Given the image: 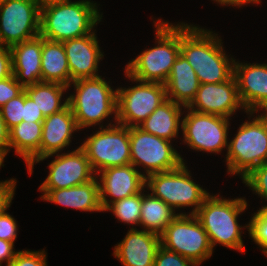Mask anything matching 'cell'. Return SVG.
Masks as SVG:
<instances>
[{
  "label": "cell",
  "instance_id": "8d00e7d4",
  "mask_svg": "<svg viewBox=\"0 0 267 266\" xmlns=\"http://www.w3.org/2000/svg\"><path fill=\"white\" fill-rule=\"evenodd\" d=\"M17 183L16 178L0 181V215L8 211L11 206Z\"/></svg>",
  "mask_w": 267,
  "mask_h": 266
},
{
  "label": "cell",
  "instance_id": "8fae6325",
  "mask_svg": "<svg viewBox=\"0 0 267 266\" xmlns=\"http://www.w3.org/2000/svg\"><path fill=\"white\" fill-rule=\"evenodd\" d=\"M134 86L117 87V123L126 127L139 126L166 98V87L161 83L137 80L126 72Z\"/></svg>",
  "mask_w": 267,
  "mask_h": 266
},
{
  "label": "cell",
  "instance_id": "74e56055",
  "mask_svg": "<svg viewBox=\"0 0 267 266\" xmlns=\"http://www.w3.org/2000/svg\"><path fill=\"white\" fill-rule=\"evenodd\" d=\"M44 119H45L44 115L42 114L41 110L38 109L34 100H31L25 94L24 112L22 121L43 122Z\"/></svg>",
  "mask_w": 267,
  "mask_h": 266
},
{
  "label": "cell",
  "instance_id": "2e32d148",
  "mask_svg": "<svg viewBox=\"0 0 267 266\" xmlns=\"http://www.w3.org/2000/svg\"><path fill=\"white\" fill-rule=\"evenodd\" d=\"M96 177L103 211L111 203L138 194L146 188V178L132 164L103 169Z\"/></svg>",
  "mask_w": 267,
  "mask_h": 266
},
{
  "label": "cell",
  "instance_id": "4fadbf2b",
  "mask_svg": "<svg viewBox=\"0 0 267 266\" xmlns=\"http://www.w3.org/2000/svg\"><path fill=\"white\" fill-rule=\"evenodd\" d=\"M41 4L37 0L0 1V45H13L39 35Z\"/></svg>",
  "mask_w": 267,
  "mask_h": 266
},
{
  "label": "cell",
  "instance_id": "d4e9b609",
  "mask_svg": "<svg viewBox=\"0 0 267 266\" xmlns=\"http://www.w3.org/2000/svg\"><path fill=\"white\" fill-rule=\"evenodd\" d=\"M182 110L185 112V107L166 99L138 127L172 142V139L178 138L179 130H182Z\"/></svg>",
  "mask_w": 267,
  "mask_h": 266
},
{
  "label": "cell",
  "instance_id": "836d02e7",
  "mask_svg": "<svg viewBox=\"0 0 267 266\" xmlns=\"http://www.w3.org/2000/svg\"><path fill=\"white\" fill-rule=\"evenodd\" d=\"M153 266H199L194 261L179 255L176 252L169 251L163 246L157 250Z\"/></svg>",
  "mask_w": 267,
  "mask_h": 266
},
{
  "label": "cell",
  "instance_id": "83f0119b",
  "mask_svg": "<svg viewBox=\"0 0 267 266\" xmlns=\"http://www.w3.org/2000/svg\"><path fill=\"white\" fill-rule=\"evenodd\" d=\"M67 91L68 86L50 82H39L24 87L26 96L34 100L44 117L57 113L68 105V97L63 96Z\"/></svg>",
  "mask_w": 267,
  "mask_h": 266
},
{
  "label": "cell",
  "instance_id": "3957f363",
  "mask_svg": "<svg viewBox=\"0 0 267 266\" xmlns=\"http://www.w3.org/2000/svg\"><path fill=\"white\" fill-rule=\"evenodd\" d=\"M220 194H210L194 214L206 231L211 246L219 244L230 250L245 253L242 229L248 231V224L238 223V216L248 207L245 197L226 199Z\"/></svg>",
  "mask_w": 267,
  "mask_h": 266
},
{
  "label": "cell",
  "instance_id": "e0dca14e",
  "mask_svg": "<svg viewBox=\"0 0 267 266\" xmlns=\"http://www.w3.org/2000/svg\"><path fill=\"white\" fill-rule=\"evenodd\" d=\"M240 100L247 112H267V64L234 61Z\"/></svg>",
  "mask_w": 267,
  "mask_h": 266
},
{
  "label": "cell",
  "instance_id": "30bf717a",
  "mask_svg": "<svg viewBox=\"0 0 267 266\" xmlns=\"http://www.w3.org/2000/svg\"><path fill=\"white\" fill-rule=\"evenodd\" d=\"M161 236V246L199 266L213 255L209 237L194 214H178Z\"/></svg>",
  "mask_w": 267,
  "mask_h": 266
},
{
  "label": "cell",
  "instance_id": "484cf974",
  "mask_svg": "<svg viewBox=\"0 0 267 266\" xmlns=\"http://www.w3.org/2000/svg\"><path fill=\"white\" fill-rule=\"evenodd\" d=\"M42 82L71 84V76L66 52L62 42L42 37L41 53Z\"/></svg>",
  "mask_w": 267,
  "mask_h": 266
},
{
  "label": "cell",
  "instance_id": "44dd1931",
  "mask_svg": "<svg viewBox=\"0 0 267 266\" xmlns=\"http://www.w3.org/2000/svg\"><path fill=\"white\" fill-rule=\"evenodd\" d=\"M10 51L13 75L23 87L42 82L41 35L13 45Z\"/></svg>",
  "mask_w": 267,
  "mask_h": 266
},
{
  "label": "cell",
  "instance_id": "7402d4cb",
  "mask_svg": "<svg viewBox=\"0 0 267 266\" xmlns=\"http://www.w3.org/2000/svg\"><path fill=\"white\" fill-rule=\"evenodd\" d=\"M41 200L83 212H104L100 203L98 178L63 189H50Z\"/></svg>",
  "mask_w": 267,
  "mask_h": 266
},
{
  "label": "cell",
  "instance_id": "d6986e66",
  "mask_svg": "<svg viewBox=\"0 0 267 266\" xmlns=\"http://www.w3.org/2000/svg\"><path fill=\"white\" fill-rule=\"evenodd\" d=\"M160 246V235L135 226L114 246L113 255L122 266H153Z\"/></svg>",
  "mask_w": 267,
  "mask_h": 266
},
{
  "label": "cell",
  "instance_id": "b9f144b4",
  "mask_svg": "<svg viewBox=\"0 0 267 266\" xmlns=\"http://www.w3.org/2000/svg\"><path fill=\"white\" fill-rule=\"evenodd\" d=\"M214 2H216L217 4L221 5V6H234V7H241L247 4H260L261 0H212Z\"/></svg>",
  "mask_w": 267,
  "mask_h": 266
},
{
  "label": "cell",
  "instance_id": "f1b7e54d",
  "mask_svg": "<svg viewBox=\"0 0 267 266\" xmlns=\"http://www.w3.org/2000/svg\"><path fill=\"white\" fill-rule=\"evenodd\" d=\"M141 204L142 191L111 203L104 212L111 211L117 220L124 224L127 223V225H131L133 229L134 225L140 227Z\"/></svg>",
  "mask_w": 267,
  "mask_h": 266
},
{
  "label": "cell",
  "instance_id": "ab89813d",
  "mask_svg": "<svg viewBox=\"0 0 267 266\" xmlns=\"http://www.w3.org/2000/svg\"><path fill=\"white\" fill-rule=\"evenodd\" d=\"M18 251L14 249V243L0 239V266L6 262V266L15 258Z\"/></svg>",
  "mask_w": 267,
  "mask_h": 266
},
{
  "label": "cell",
  "instance_id": "ba28073f",
  "mask_svg": "<svg viewBox=\"0 0 267 266\" xmlns=\"http://www.w3.org/2000/svg\"><path fill=\"white\" fill-rule=\"evenodd\" d=\"M129 140L131 164L140 172L144 169L142 175L145 178L174 170L185 163L171 141L145 132L138 126L129 127Z\"/></svg>",
  "mask_w": 267,
  "mask_h": 266
},
{
  "label": "cell",
  "instance_id": "cb8c5ba5",
  "mask_svg": "<svg viewBox=\"0 0 267 266\" xmlns=\"http://www.w3.org/2000/svg\"><path fill=\"white\" fill-rule=\"evenodd\" d=\"M43 122H26L14 126L9 130L8 153L15 149V154L26 163L30 175L34 164L40 159V142L42 138Z\"/></svg>",
  "mask_w": 267,
  "mask_h": 266
},
{
  "label": "cell",
  "instance_id": "277c9868",
  "mask_svg": "<svg viewBox=\"0 0 267 266\" xmlns=\"http://www.w3.org/2000/svg\"><path fill=\"white\" fill-rule=\"evenodd\" d=\"M153 20L155 45L144 49L126 64L124 72L131 77L144 81L165 84L177 56L180 54V22Z\"/></svg>",
  "mask_w": 267,
  "mask_h": 266
},
{
  "label": "cell",
  "instance_id": "d590c367",
  "mask_svg": "<svg viewBox=\"0 0 267 266\" xmlns=\"http://www.w3.org/2000/svg\"><path fill=\"white\" fill-rule=\"evenodd\" d=\"M18 226L15 218L7 211L0 215V239L15 242L18 235Z\"/></svg>",
  "mask_w": 267,
  "mask_h": 266
},
{
  "label": "cell",
  "instance_id": "8992f818",
  "mask_svg": "<svg viewBox=\"0 0 267 266\" xmlns=\"http://www.w3.org/2000/svg\"><path fill=\"white\" fill-rule=\"evenodd\" d=\"M244 121L232 140L228 141L225 158L227 174L238 175L241 180L256 167L267 163V112H246ZM255 116V117H254ZM252 118V119H251Z\"/></svg>",
  "mask_w": 267,
  "mask_h": 266
},
{
  "label": "cell",
  "instance_id": "7a4b0ae2",
  "mask_svg": "<svg viewBox=\"0 0 267 266\" xmlns=\"http://www.w3.org/2000/svg\"><path fill=\"white\" fill-rule=\"evenodd\" d=\"M98 5L91 0H61L41 5L39 35L64 42L96 31L103 19Z\"/></svg>",
  "mask_w": 267,
  "mask_h": 266
},
{
  "label": "cell",
  "instance_id": "ac0fdd59",
  "mask_svg": "<svg viewBox=\"0 0 267 266\" xmlns=\"http://www.w3.org/2000/svg\"><path fill=\"white\" fill-rule=\"evenodd\" d=\"M70 70L71 83L99 77V63L104 58L96 32L62 42Z\"/></svg>",
  "mask_w": 267,
  "mask_h": 266
},
{
  "label": "cell",
  "instance_id": "4dcf8cb0",
  "mask_svg": "<svg viewBox=\"0 0 267 266\" xmlns=\"http://www.w3.org/2000/svg\"><path fill=\"white\" fill-rule=\"evenodd\" d=\"M25 92L9 100L0 108L1 116L8 130L22 122Z\"/></svg>",
  "mask_w": 267,
  "mask_h": 266
},
{
  "label": "cell",
  "instance_id": "4316f807",
  "mask_svg": "<svg viewBox=\"0 0 267 266\" xmlns=\"http://www.w3.org/2000/svg\"><path fill=\"white\" fill-rule=\"evenodd\" d=\"M142 190V204L140 227L143 230L150 231L161 235L166 226L178 215L186 214L185 212L174 211L164 201L155 197L152 193Z\"/></svg>",
  "mask_w": 267,
  "mask_h": 266
},
{
  "label": "cell",
  "instance_id": "5b68a950",
  "mask_svg": "<svg viewBox=\"0 0 267 266\" xmlns=\"http://www.w3.org/2000/svg\"><path fill=\"white\" fill-rule=\"evenodd\" d=\"M70 87L75 91L67 95L68 105L79 130L95 125H99L100 128L107 127L117 123V88L111 87L110 80L107 82L102 76L79 79L73 81L68 89ZM110 116L114 121L111 119L108 121L110 123L103 126V121Z\"/></svg>",
  "mask_w": 267,
  "mask_h": 266
},
{
  "label": "cell",
  "instance_id": "6da1fadb",
  "mask_svg": "<svg viewBox=\"0 0 267 266\" xmlns=\"http://www.w3.org/2000/svg\"><path fill=\"white\" fill-rule=\"evenodd\" d=\"M217 33L180 22V53L195 70L200 84L223 83L234 75L235 59L226 52Z\"/></svg>",
  "mask_w": 267,
  "mask_h": 266
},
{
  "label": "cell",
  "instance_id": "e575fe53",
  "mask_svg": "<svg viewBox=\"0 0 267 266\" xmlns=\"http://www.w3.org/2000/svg\"><path fill=\"white\" fill-rule=\"evenodd\" d=\"M23 91L24 87L16 80L14 75L0 80V108Z\"/></svg>",
  "mask_w": 267,
  "mask_h": 266
},
{
  "label": "cell",
  "instance_id": "60d3db41",
  "mask_svg": "<svg viewBox=\"0 0 267 266\" xmlns=\"http://www.w3.org/2000/svg\"><path fill=\"white\" fill-rule=\"evenodd\" d=\"M9 145V130L7 129L5 122L0 113V155L6 158L8 155Z\"/></svg>",
  "mask_w": 267,
  "mask_h": 266
},
{
  "label": "cell",
  "instance_id": "ffe728a7",
  "mask_svg": "<svg viewBox=\"0 0 267 266\" xmlns=\"http://www.w3.org/2000/svg\"><path fill=\"white\" fill-rule=\"evenodd\" d=\"M77 131L80 130L69 105L61 111L45 117L40 142V159L61 153L65 147L69 148L72 136Z\"/></svg>",
  "mask_w": 267,
  "mask_h": 266
},
{
  "label": "cell",
  "instance_id": "52a82bcc",
  "mask_svg": "<svg viewBox=\"0 0 267 266\" xmlns=\"http://www.w3.org/2000/svg\"><path fill=\"white\" fill-rule=\"evenodd\" d=\"M145 187L174 211L191 207V212L187 214H195L210 195V192L194 182L186 163L174 170L149 175Z\"/></svg>",
  "mask_w": 267,
  "mask_h": 266
},
{
  "label": "cell",
  "instance_id": "603a6c76",
  "mask_svg": "<svg viewBox=\"0 0 267 266\" xmlns=\"http://www.w3.org/2000/svg\"><path fill=\"white\" fill-rule=\"evenodd\" d=\"M164 85L167 99L183 107H188L194 100L200 82L195 70L181 53L172 65L171 72Z\"/></svg>",
  "mask_w": 267,
  "mask_h": 266
},
{
  "label": "cell",
  "instance_id": "ee69618b",
  "mask_svg": "<svg viewBox=\"0 0 267 266\" xmlns=\"http://www.w3.org/2000/svg\"><path fill=\"white\" fill-rule=\"evenodd\" d=\"M4 157L2 155H0V168L3 166H5L3 163H4Z\"/></svg>",
  "mask_w": 267,
  "mask_h": 266
},
{
  "label": "cell",
  "instance_id": "5bb4252c",
  "mask_svg": "<svg viewBox=\"0 0 267 266\" xmlns=\"http://www.w3.org/2000/svg\"><path fill=\"white\" fill-rule=\"evenodd\" d=\"M56 157L47 166L49 169L48 176L39 186V191L43 194L40 199L50 189H63L85 184L96 177L85 152L76 148L71 152L56 153L45 156L35 162L40 163L50 157Z\"/></svg>",
  "mask_w": 267,
  "mask_h": 266
},
{
  "label": "cell",
  "instance_id": "d6a6232c",
  "mask_svg": "<svg viewBox=\"0 0 267 266\" xmlns=\"http://www.w3.org/2000/svg\"><path fill=\"white\" fill-rule=\"evenodd\" d=\"M45 250H19L7 266H48Z\"/></svg>",
  "mask_w": 267,
  "mask_h": 266
},
{
  "label": "cell",
  "instance_id": "1f68e13d",
  "mask_svg": "<svg viewBox=\"0 0 267 266\" xmlns=\"http://www.w3.org/2000/svg\"><path fill=\"white\" fill-rule=\"evenodd\" d=\"M242 183L258 195L264 202L267 201V163H264L252 170L242 179ZM267 206L263 205L262 207Z\"/></svg>",
  "mask_w": 267,
  "mask_h": 266
},
{
  "label": "cell",
  "instance_id": "7bdbcfd3",
  "mask_svg": "<svg viewBox=\"0 0 267 266\" xmlns=\"http://www.w3.org/2000/svg\"><path fill=\"white\" fill-rule=\"evenodd\" d=\"M41 5L48 3V2H53V1H61V0H37Z\"/></svg>",
  "mask_w": 267,
  "mask_h": 266
},
{
  "label": "cell",
  "instance_id": "7c38bea8",
  "mask_svg": "<svg viewBox=\"0 0 267 266\" xmlns=\"http://www.w3.org/2000/svg\"><path fill=\"white\" fill-rule=\"evenodd\" d=\"M182 118V141L189 149L219 154L228 149L230 118L199 113L188 107Z\"/></svg>",
  "mask_w": 267,
  "mask_h": 266
},
{
  "label": "cell",
  "instance_id": "f546056e",
  "mask_svg": "<svg viewBox=\"0 0 267 266\" xmlns=\"http://www.w3.org/2000/svg\"><path fill=\"white\" fill-rule=\"evenodd\" d=\"M248 234L251 240L262 249L263 254L267 251V206L259 208L248 222Z\"/></svg>",
  "mask_w": 267,
  "mask_h": 266
},
{
  "label": "cell",
  "instance_id": "9c48e42d",
  "mask_svg": "<svg viewBox=\"0 0 267 266\" xmlns=\"http://www.w3.org/2000/svg\"><path fill=\"white\" fill-rule=\"evenodd\" d=\"M82 143L80 148L95 174L106 168L131 164L129 127L119 123L101 127Z\"/></svg>",
  "mask_w": 267,
  "mask_h": 266
},
{
  "label": "cell",
  "instance_id": "9a60e30c",
  "mask_svg": "<svg viewBox=\"0 0 267 266\" xmlns=\"http://www.w3.org/2000/svg\"><path fill=\"white\" fill-rule=\"evenodd\" d=\"M188 108L199 113L230 119L238 110L247 112L240 100L234 75L223 83L200 84L196 96Z\"/></svg>",
  "mask_w": 267,
  "mask_h": 266
},
{
  "label": "cell",
  "instance_id": "f35d334b",
  "mask_svg": "<svg viewBox=\"0 0 267 266\" xmlns=\"http://www.w3.org/2000/svg\"><path fill=\"white\" fill-rule=\"evenodd\" d=\"M13 75L12 56L9 47L0 45V80Z\"/></svg>",
  "mask_w": 267,
  "mask_h": 266
}]
</instances>
